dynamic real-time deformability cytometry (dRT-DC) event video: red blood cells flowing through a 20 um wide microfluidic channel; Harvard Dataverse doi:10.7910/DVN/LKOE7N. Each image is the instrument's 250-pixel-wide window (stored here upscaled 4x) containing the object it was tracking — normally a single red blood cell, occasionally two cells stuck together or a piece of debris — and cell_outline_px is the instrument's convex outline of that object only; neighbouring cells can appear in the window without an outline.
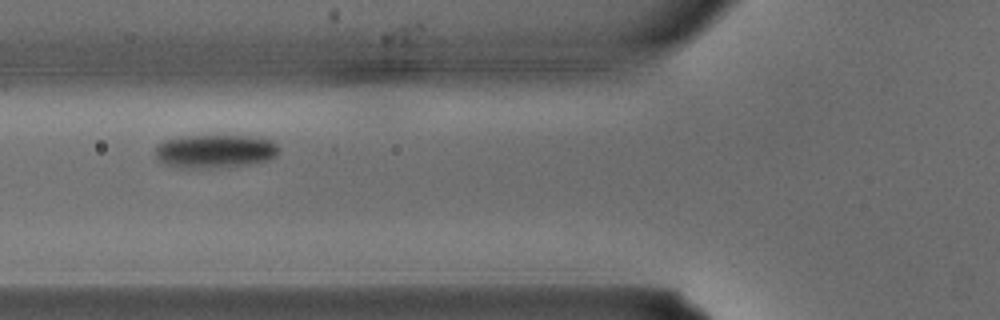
{"species": "common noctule bat (a hibernating species)", "species_latin": "Nyctalus noctula", "temperature_condition": "warm", "stored_images_in_passage": 3, "camera_frame_rate_fps": 3000, "um_per_image_px": 0.085, "animal": {"sex": "male", "body_mass_g": 15.6}, "frame": {"image": 1, "passage_image": 3, "time_ms": 0.667, "image_size_px": [1000, 320], "cell_outline_px": [[280, 148], [276, 156], [268, 160], [228, 168], [176, 168], [164, 164], [156, 160], [156, 144], [164, 140], [184, 136], [248, 136], [272, 140]], "centroid_in_image_um": [18.25, 12.87], "position_along_channel_um": 107.6, "area_um2": 24.51}}